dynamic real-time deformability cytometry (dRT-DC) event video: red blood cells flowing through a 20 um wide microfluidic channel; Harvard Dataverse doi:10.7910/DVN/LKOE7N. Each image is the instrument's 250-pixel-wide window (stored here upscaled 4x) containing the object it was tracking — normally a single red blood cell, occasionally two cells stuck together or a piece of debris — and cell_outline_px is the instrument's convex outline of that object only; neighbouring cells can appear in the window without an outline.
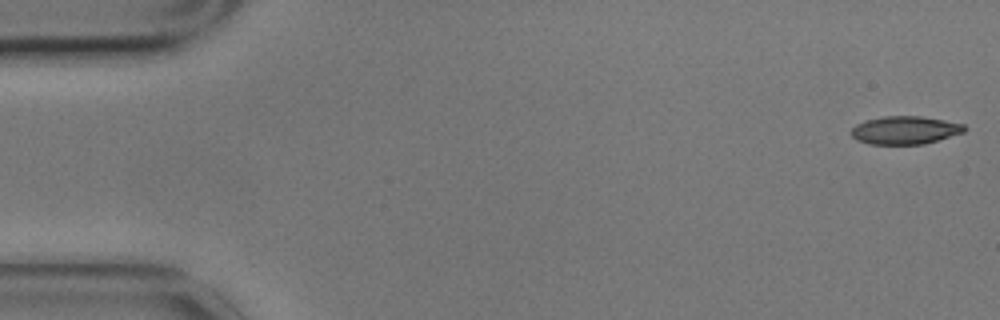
{"species": "common noctule bat (a hibernating species)", "species_latin": "Nyctalus noctula", "temperature_condition": "cold", "stored_images_in_passage": 56, "camera_frame_rate_fps": 3000, "um_per_image_px": 0.085, "animal": {"sex": "male", "body_mass_g": 17.9}, "frame": {"image": 1, "passage_image": 1, "time_ms": 0.0, "image_size_px": [1000, 320], "cell_outline_px": [[968, 128], [964, 132], [924, 144], [868, 144], [856, 140], [852, 136], [852, 128], [856, 124], [868, 120], [884, 116], [920, 116], [944, 120], [964, 124]], "centroid_in_image_um": [76.94, 11.07], "position_along_channel_um": 8.1, "area_um2": 18.44}}
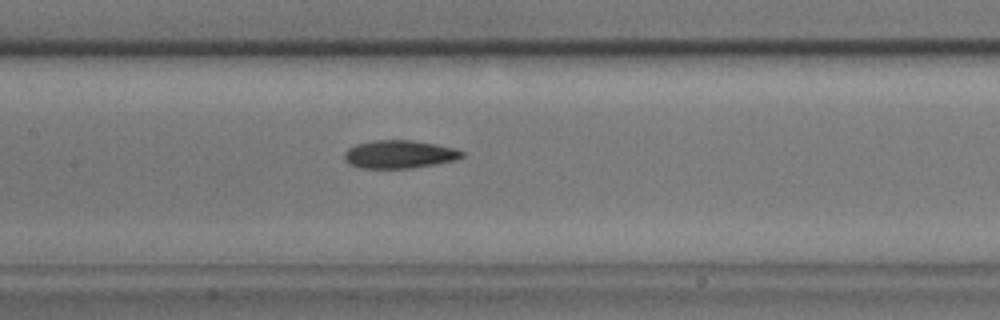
{"frame": {"image": 2, "passage_image": 26, "time_ms": 8.333, "image_size_px": [1000, 320], "cell_outline_px": [[464, 156], [456, 160], [436, 164], [412, 168], [360, 168], [348, 164], [344, 160], [344, 152], [348, 148], [356, 144], [372, 140], [412, 140], [436, 144], [456, 148], [464, 152]], "centroid_in_image_um": [33.94, 13.11], "position_along_channel_um": 173.5, "area_um2": 19.48}}
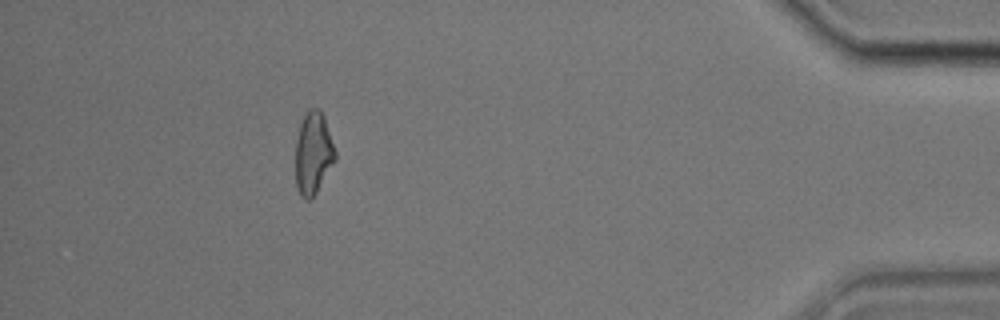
{"frame": {"image": 3, "passage_image": 51, "time_ms": 16.667, "image_size_px": [1000, 320], "cell_outline_px": [[336, 160], [316, 192], [308, 200], [304, 200], [300, 196], [296, 188], [296, 140], [300, 124], [308, 108], [320, 108], [324, 116], [336, 152]], "centroid_in_image_um": [26.62, 13.01], "position_along_channel_um": 408.6, "area_um2": 19.07}, "authors_computed_cell_mechanics": {"area_um2": 19.2185, "velocity_mm_per_s": 3.5016, "shape_relaxation_time_tau1_ms": 4.5631, "shape_relaxation_time_tau2_ms": 10.4806, "deformation_change_tau1": 0.1411, "deformation_change_tau2": 0.1869}}